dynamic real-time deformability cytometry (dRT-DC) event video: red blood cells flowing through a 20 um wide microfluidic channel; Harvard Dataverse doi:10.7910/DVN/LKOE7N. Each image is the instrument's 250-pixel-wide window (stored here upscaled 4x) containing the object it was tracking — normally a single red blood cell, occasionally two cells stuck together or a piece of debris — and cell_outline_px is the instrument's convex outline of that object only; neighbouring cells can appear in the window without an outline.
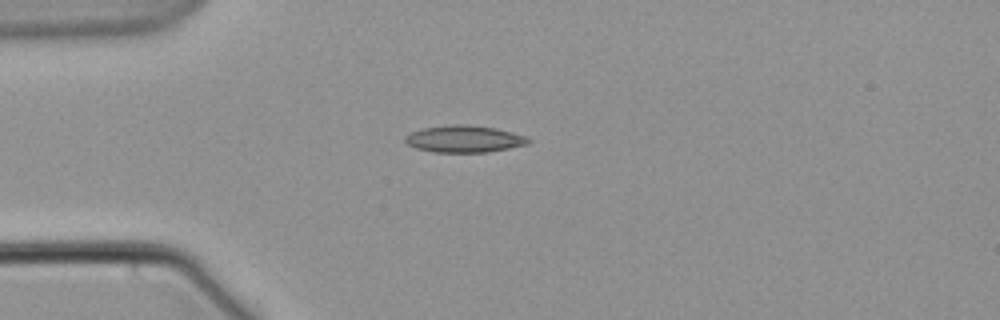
{"species": "common noctule bat (a hibernating species)", "species_latin": "Nyctalus noctula", "temperature_condition": "warm", "stored_images_in_passage": 3, "camera_frame_rate_fps": 3000, "um_per_image_px": 0.085, "animal": {"sex": "male", "body_mass_g": 21.5, "forearm_length_mm": 52.0}, "frame": {"image": 1, "passage_image": 3, "time_ms": 4.333, "image_size_px": [1000, 320], "cell_outline_px": [[532, 140], [528, 144], [488, 152], [436, 152], [416, 148], [408, 144], [404, 140], [404, 136], [420, 128], [452, 124], [464, 124], [496, 128], [528, 136]], "centroid_in_image_um": [39.47, 11.8], "position_along_channel_um": 45.5, "area_um2": 19.42}}